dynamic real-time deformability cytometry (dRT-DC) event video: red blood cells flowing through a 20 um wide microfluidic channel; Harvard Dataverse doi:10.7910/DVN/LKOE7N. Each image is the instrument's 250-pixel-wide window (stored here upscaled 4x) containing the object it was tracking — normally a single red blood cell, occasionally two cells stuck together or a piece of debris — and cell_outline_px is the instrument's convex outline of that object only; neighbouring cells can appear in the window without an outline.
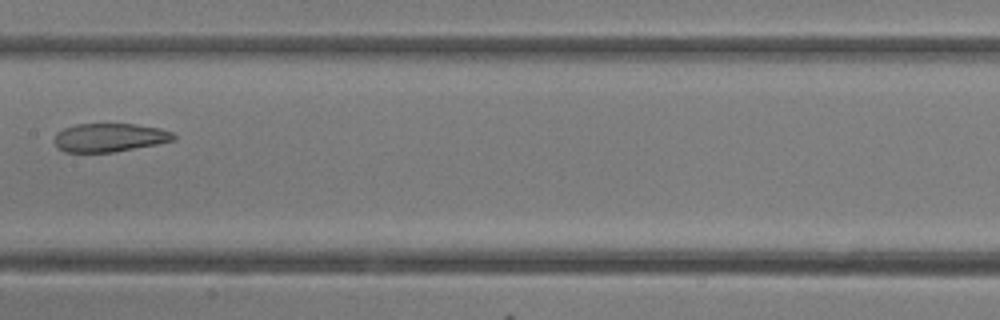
{"species": "common noctule bat (a hibernating species)", "species_latin": "Nyctalus noctula", "temperature_condition": "room temperature", "stored_images_in_passage": 20, "camera_frame_rate_fps": 3000, "um_per_image_px": 0.085, "animal": {"sex": "female"}, "frame": {"image": 1, "passage_image": 15, "time_ms": 4.667, "image_size_px": [1000, 320], "cell_outline_px": [[176, 140], [156, 144], [112, 152], [64, 152], [52, 140], [56, 132], [64, 128], [76, 124], [136, 124], [160, 128], [172, 132], [176, 136]], "centroid_in_image_um": [9.3, 11.68], "position_along_channel_um": 198.1, "area_um2": 19.83}}
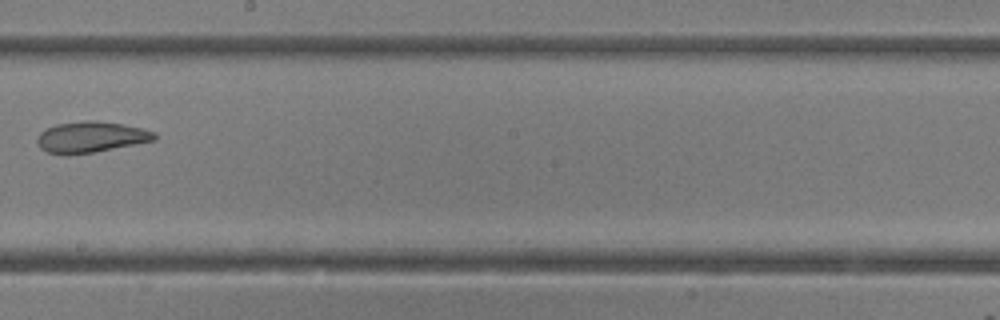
{"frame": {"image": 2, "passage_image": 17, "time_ms": 5.333, "image_size_px": [1000, 320], "cell_outline_px": [[156, 140], [92, 152], [64, 156], [48, 152], [40, 148], [36, 140], [40, 132], [56, 124], [84, 120], [96, 120], [124, 124], [144, 128], [156, 132]], "centroid_in_image_um": [7.73, 11.64], "position_along_channel_um": 240.5, "area_um2": 21.33}}